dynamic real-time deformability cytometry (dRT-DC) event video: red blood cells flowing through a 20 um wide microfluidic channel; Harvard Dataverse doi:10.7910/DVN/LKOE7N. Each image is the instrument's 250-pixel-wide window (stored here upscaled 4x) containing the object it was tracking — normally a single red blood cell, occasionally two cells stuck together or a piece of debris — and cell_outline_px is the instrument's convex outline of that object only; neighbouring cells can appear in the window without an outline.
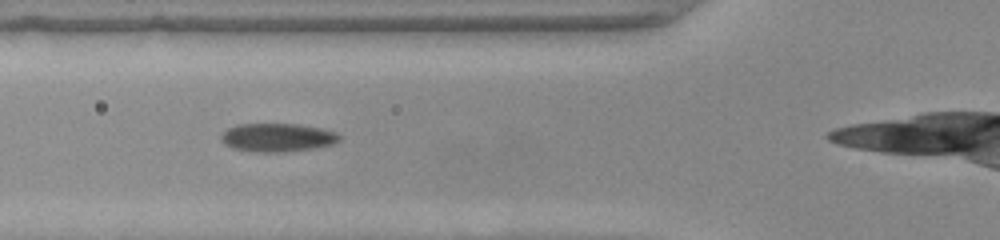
{"species": "common noctule bat (a hibernating species)", "species_latin": "Nyctalus noctula", "temperature_condition": "warm", "stored_images_in_passage": 20, "camera_frame_rate_fps": 3000, "um_per_image_px": 0.085, "animal": {"sex": "female", "body_mass_g": 22.0, "forearm_length_mm": 56.7}, "frame": {"image": 1, "passage_image": 4, "time_ms": 1.0, "image_size_px": [1000, 240], "cell_outline_px": [[340, 140], [332, 144], [312, 148], [280, 152], [256, 152], [232, 148], [224, 144], [220, 140], [220, 136], [228, 128], [236, 124], [296, 124], [320, 128], [336, 132], [340, 136]], "centroid_in_image_um": [23.53, 11.68], "position_along_channel_um": 102.3, "area_um2": 19.48}}